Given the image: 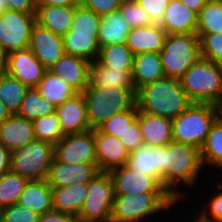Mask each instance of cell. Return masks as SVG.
<instances>
[{"instance_id":"cell-1","label":"cell","mask_w":222,"mask_h":222,"mask_svg":"<svg viewBox=\"0 0 222 222\" xmlns=\"http://www.w3.org/2000/svg\"><path fill=\"white\" fill-rule=\"evenodd\" d=\"M193 102L182 89L180 79L164 76L136 91V107L143 113L175 119Z\"/></svg>"},{"instance_id":"cell-2","label":"cell","mask_w":222,"mask_h":222,"mask_svg":"<svg viewBox=\"0 0 222 222\" xmlns=\"http://www.w3.org/2000/svg\"><path fill=\"white\" fill-rule=\"evenodd\" d=\"M203 170L200 149L177 142L164 146V189L175 199L185 196L178 190L182 182L187 187H196V181ZM176 188V189H175Z\"/></svg>"},{"instance_id":"cell-3","label":"cell","mask_w":222,"mask_h":222,"mask_svg":"<svg viewBox=\"0 0 222 222\" xmlns=\"http://www.w3.org/2000/svg\"><path fill=\"white\" fill-rule=\"evenodd\" d=\"M90 130H96L116 113L137 110L136 89L98 88L90 84L81 92Z\"/></svg>"},{"instance_id":"cell-4","label":"cell","mask_w":222,"mask_h":222,"mask_svg":"<svg viewBox=\"0 0 222 222\" xmlns=\"http://www.w3.org/2000/svg\"><path fill=\"white\" fill-rule=\"evenodd\" d=\"M222 115V108L209 103H192L172 120L173 141L201 149L212 128Z\"/></svg>"},{"instance_id":"cell-5","label":"cell","mask_w":222,"mask_h":222,"mask_svg":"<svg viewBox=\"0 0 222 222\" xmlns=\"http://www.w3.org/2000/svg\"><path fill=\"white\" fill-rule=\"evenodd\" d=\"M181 86L193 103H209L222 108V69L201 58L180 78Z\"/></svg>"},{"instance_id":"cell-6","label":"cell","mask_w":222,"mask_h":222,"mask_svg":"<svg viewBox=\"0 0 222 222\" xmlns=\"http://www.w3.org/2000/svg\"><path fill=\"white\" fill-rule=\"evenodd\" d=\"M175 200L169 193H141L115 195L111 211V222H143L154 215L174 206Z\"/></svg>"},{"instance_id":"cell-7","label":"cell","mask_w":222,"mask_h":222,"mask_svg":"<svg viewBox=\"0 0 222 222\" xmlns=\"http://www.w3.org/2000/svg\"><path fill=\"white\" fill-rule=\"evenodd\" d=\"M165 76L180 79L201 57L196 33L167 35L159 52Z\"/></svg>"},{"instance_id":"cell-8","label":"cell","mask_w":222,"mask_h":222,"mask_svg":"<svg viewBox=\"0 0 222 222\" xmlns=\"http://www.w3.org/2000/svg\"><path fill=\"white\" fill-rule=\"evenodd\" d=\"M54 159V145L34 139L29 144L11 152L10 171L28 181L46 180Z\"/></svg>"},{"instance_id":"cell-9","label":"cell","mask_w":222,"mask_h":222,"mask_svg":"<svg viewBox=\"0 0 222 222\" xmlns=\"http://www.w3.org/2000/svg\"><path fill=\"white\" fill-rule=\"evenodd\" d=\"M114 187L109 172L101 171L88 182V190L79 222H109L114 201Z\"/></svg>"},{"instance_id":"cell-10","label":"cell","mask_w":222,"mask_h":222,"mask_svg":"<svg viewBox=\"0 0 222 222\" xmlns=\"http://www.w3.org/2000/svg\"><path fill=\"white\" fill-rule=\"evenodd\" d=\"M36 13L5 10L0 16V47L8 54L29 47Z\"/></svg>"},{"instance_id":"cell-11","label":"cell","mask_w":222,"mask_h":222,"mask_svg":"<svg viewBox=\"0 0 222 222\" xmlns=\"http://www.w3.org/2000/svg\"><path fill=\"white\" fill-rule=\"evenodd\" d=\"M54 159L65 164L97 163L94 130L65 135L54 145Z\"/></svg>"},{"instance_id":"cell-12","label":"cell","mask_w":222,"mask_h":222,"mask_svg":"<svg viewBox=\"0 0 222 222\" xmlns=\"http://www.w3.org/2000/svg\"><path fill=\"white\" fill-rule=\"evenodd\" d=\"M109 174L115 195L168 193L153 176L135 171L127 165L112 169Z\"/></svg>"},{"instance_id":"cell-13","label":"cell","mask_w":222,"mask_h":222,"mask_svg":"<svg viewBox=\"0 0 222 222\" xmlns=\"http://www.w3.org/2000/svg\"><path fill=\"white\" fill-rule=\"evenodd\" d=\"M28 48L46 70L53 67L65 54L62 36L40 26L38 23L33 25Z\"/></svg>"},{"instance_id":"cell-14","label":"cell","mask_w":222,"mask_h":222,"mask_svg":"<svg viewBox=\"0 0 222 222\" xmlns=\"http://www.w3.org/2000/svg\"><path fill=\"white\" fill-rule=\"evenodd\" d=\"M100 172L97 163L65 164L53 159L46 180L51 188H61L89 182Z\"/></svg>"},{"instance_id":"cell-15","label":"cell","mask_w":222,"mask_h":222,"mask_svg":"<svg viewBox=\"0 0 222 222\" xmlns=\"http://www.w3.org/2000/svg\"><path fill=\"white\" fill-rule=\"evenodd\" d=\"M46 71L29 48L8 54V74L29 88H35Z\"/></svg>"},{"instance_id":"cell-16","label":"cell","mask_w":222,"mask_h":222,"mask_svg":"<svg viewBox=\"0 0 222 222\" xmlns=\"http://www.w3.org/2000/svg\"><path fill=\"white\" fill-rule=\"evenodd\" d=\"M97 166L100 171L109 172L112 169L127 164L129 151L120 138L94 130Z\"/></svg>"},{"instance_id":"cell-17","label":"cell","mask_w":222,"mask_h":222,"mask_svg":"<svg viewBox=\"0 0 222 222\" xmlns=\"http://www.w3.org/2000/svg\"><path fill=\"white\" fill-rule=\"evenodd\" d=\"M126 165L135 171L153 176L164 188V146L151 147L143 143L129 152Z\"/></svg>"},{"instance_id":"cell-18","label":"cell","mask_w":222,"mask_h":222,"mask_svg":"<svg viewBox=\"0 0 222 222\" xmlns=\"http://www.w3.org/2000/svg\"><path fill=\"white\" fill-rule=\"evenodd\" d=\"M55 112L64 135L84 133L90 130L86 103L82 93H77L57 106Z\"/></svg>"},{"instance_id":"cell-19","label":"cell","mask_w":222,"mask_h":222,"mask_svg":"<svg viewBox=\"0 0 222 222\" xmlns=\"http://www.w3.org/2000/svg\"><path fill=\"white\" fill-rule=\"evenodd\" d=\"M159 25L167 35L196 33L198 15L180 0H170Z\"/></svg>"},{"instance_id":"cell-20","label":"cell","mask_w":222,"mask_h":222,"mask_svg":"<svg viewBox=\"0 0 222 222\" xmlns=\"http://www.w3.org/2000/svg\"><path fill=\"white\" fill-rule=\"evenodd\" d=\"M90 64L84 58L64 54L49 71L81 93L89 85Z\"/></svg>"},{"instance_id":"cell-21","label":"cell","mask_w":222,"mask_h":222,"mask_svg":"<svg viewBox=\"0 0 222 222\" xmlns=\"http://www.w3.org/2000/svg\"><path fill=\"white\" fill-rule=\"evenodd\" d=\"M35 139L33 121L11 114L0 124V143L10 152L23 148Z\"/></svg>"},{"instance_id":"cell-22","label":"cell","mask_w":222,"mask_h":222,"mask_svg":"<svg viewBox=\"0 0 222 222\" xmlns=\"http://www.w3.org/2000/svg\"><path fill=\"white\" fill-rule=\"evenodd\" d=\"M167 33L159 24L131 28L126 45L134 55L146 52L159 53L164 48Z\"/></svg>"},{"instance_id":"cell-23","label":"cell","mask_w":222,"mask_h":222,"mask_svg":"<svg viewBox=\"0 0 222 222\" xmlns=\"http://www.w3.org/2000/svg\"><path fill=\"white\" fill-rule=\"evenodd\" d=\"M137 120L145 144L166 146L173 141L172 119L138 111Z\"/></svg>"},{"instance_id":"cell-24","label":"cell","mask_w":222,"mask_h":222,"mask_svg":"<svg viewBox=\"0 0 222 222\" xmlns=\"http://www.w3.org/2000/svg\"><path fill=\"white\" fill-rule=\"evenodd\" d=\"M75 9L59 5H37L36 23L63 36L71 30Z\"/></svg>"},{"instance_id":"cell-25","label":"cell","mask_w":222,"mask_h":222,"mask_svg":"<svg viewBox=\"0 0 222 222\" xmlns=\"http://www.w3.org/2000/svg\"><path fill=\"white\" fill-rule=\"evenodd\" d=\"M89 84L98 88L135 89L132 71H121L103 66L95 60L89 67Z\"/></svg>"},{"instance_id":"cell-26","label":"cell","mask_w":222,"mask_h":222,"mask_svg":"<svg viewBox=\"0 0 222 222\" xmlns=\"http://www.w3.org/2000/svg\"><path fill=\"white\" fill-rule=\"evenodd\" d=\"M165 76L159 53H140L134 55L132 79L136 91Z\"/></svg>"},{"instance_id":"cell-27","label":"cell","mask_w":222,"mask_h":222,"mask_svg":"<svg viewBox=\"0 0 222 222\" xmlns=\"http://www.w3.org/2000/svg\"><path fill=\"white\" fill-rule=\"evenodd\" d=\"M88 182L52 188L53 210L78 217L80 209L85 202Z\"/></svg>"},{"instance_id":"cell-28","label":"cell","mask_w":222,"mask_h":222,"mask_svg":"<svg viewBox=\"0 0 222 222\" xmlns=\"http://www.w3.org/2000/svg\"><path fill=\"white\" fill-rule=\"evenodd\" d=\"M17 203L42 215L53 210L52 188L47 180L28 181Z\"/></svg>"},{"instance_id":"cell-29","label":"cell","mask_w":222,"mask_h":222,"mask_svg":"<svg viewBox=\"0 0 222 222\" xmlns=\"http://www.w3.org/2000/svg\"><path fill=\"white\" fill-rule=\"evenodd\" d=\"M130 29L131 27L124 21L120 10L101 16L97 38L99 46L126 43Z\"/></svg>"},{"instance_id":"cell-30","label":"cell","mask_w":222,"mask_h":222,"mask_svg":"<svg viewBox=\"0 0 222 222\" xmlns=\"http://www.w3.org/2000/svg\"><path fill=\"white\" fill-rule=\"evenodd\" d=\"M40 95L55 107L75 96L78 92L66 83L63 78L47 70L39 84L35 87Z\"/></svg>"},{"instance_id":"cell-31","label":"cell","mask_w":222,"mask_h":222,"mask_svg":"<svg viewBox=\"0 0 222 222\" xmlns=\"http://www.w3.org/2000/svg\"><path fill=\"white\" fill-rule=\"evenodd\" d=\"M97 38L98 35L74 34V31H69L62 36L65 54L81 57L92 63L97 60L100 51Z\"/></svg>"},{"instance_id":"cell-32","label":"cell","mask_w":222,"mask_h":222,"mask_svg":"<svg viewBox=\"0 0 222 222\" xmlns=\"http://www.w3.org/2000/svg\"><path fill=\"white\" fill-rule=\"evenodd\" d=\"M97 60L106 67L121 71H132L134 54L124 44H111L100 47Z\"/></svg>"},{"instance_id":"cell-33","label":"cell","mask_w":222,"mask_h":222,"mask_svg":"<svg viewBox=\"0 0 222 222\" xmlns=\"http://www.w3.org/2000/svg\"><path fill=\"white\" fill-rule=\"evenodd\" d=\"M203 167H218L222 169V115L212 125L205 143L200 149Z\"/></svg>"},{"instance_id":"cell-34","label":"cell","mask_w":222,"mask_h":222,"mask_svg":"<svg viewBox=\"0 0 222 222\" xmlns=\"http://www.w3.org/2000/svg\"><path fill=\"white\" fill-rule=\"evenodd\" d=\"M29 87L8 73L0 78V102L11 114H17Z\"/></svg>"},{"instance_id":"cell-35","label":"cell","mask_w":222,"mask_h":222,"mask_svg":"<svg viewBox=\"0 0 222 222\" xmlns=\"http://www.w3.org/2000/svg\"><path fill=\"white\" fill-rule=\"evenodd\" d=\"M56 107L48 100L44 99L36 88H29L17 115L30 121H34L42 116L54 113Z\"/></svg>"},{"instance_id":"cell-36","label":"cell","mask_w":222,"mask_h":222,"mask_svg":"<svg viewBox=\"0 0 222 222\" xmlns=\"http://www.w3.org/2000/svg\"><path fill=\"white\" fill-rule=\"evenodd\" d=\"M222 33V2L208 1L198 15L196 34Z\"/></svg>"},{"instance_id":"cell-37","label":"cell","mask_w":222,"mask_h":222,"mask_svg":"<svg viewBox=\"0 0 222 222\" xmlns=\"http://www.w3.org/2000/svg\"><path fill=\"white\" fill-rule=\"evenodd\" d=\"M27 183L28 180L17 173L3 174L0 177V209L16 204Z\"/></svg>"},{"instance_id":"cell-38","label":"cell","mask_w":222,"mask_h":222,"mask_svg":"<svg viewBox=\"0 0 222 222\" xmlns=\"http://www.w3.org/2000/svg\"><path fill=\"white\" fill-rule=\"evenodd\" d=\"M35 139L56 145L65 135L56 112L33 121Z\"/></svg>"},{"instance_id":"cell-39","label":"cell","mask_w":222,"mask_h":222,"mask_svg":"<svg viewBox=\"0 0 222 222\" xmlns=\"http://www.w3.org/2000/svg\"><path fill=\"white\" fill-rule=\"evenodd\" d=\"M101 16L79 5L74 10V17L70 31L74 34L98 35Z\"/></svg>"},{"instance_id":"cell-40","label":"cell","mask_w":222,"mask_h":222,"mask_svg":"<svg viewBox=\"0 0 222 222\" xmlns=\"http://www.w3.org/2000/svg\"><path fill=\"white\" fill-rule=\"evenodd\" d=\"M138 110H126L109 117L98 129L116 138H120L129 129L131 124L137 119Z\"/></svg>"},{"instance_id":"cell-41","label":"cell","mask_w":222,"mask_h":222,"mask_svg":"<svg viewBox=\"0 0 222 222\" xmlns=\"http://www.w3.org/2000/svg\"><path fill=\"white\" fill-rule=\"evenodd\" d=\"M124 21L131 28L147 27L153 25L148 13L140 6L137 0H123L119 8Z\"/></svg>"},{"instance_id":"cell-42","label":"cell","mask_w":222,"mask_h":222,"mask_svg":"<svg viewBox=\"0 0 222 222\" xmlns=\"http://www.w3.org/2000/svg\"><path fill=\"white\" fill-rule=\"evenodd\" d=\"M199 41L201 57L215 62L222 69V33L202 34Z\"/></svg>"},{"instance_id":"cell-43","label":"cell","mask_w":222,"mask_h":222,"mask_svg":"<svg viewBox=\"0 0 222 222\" xmlns=\"http://www.w3.org/2000/svg\"><path fill=\"white\" fill-rule=\"evenodd\" d=\"M40 215L16 203L0 209V222H38Z\"/></svg>"},{"instance_id":"cell-44","label":"cell","mask_w":222,"mask_h":222,"mask_svg":"<svg viewBox=\"0 0 222 222\" xmlns=\"http://www.w3.org/2000/svg\"><path fill=\"white\" fill-rule=\"evenodd\" d=\"M123 0H80V5L103 16L110 12L118 11Z\"/></svg>"},{"instance_id":"cell-45","label":"cell","mask_w":222,"mask_h":222,"mask_svg":"<svg viewBox=\"0 0 222 222\" xmlns=\"http://www.w3.org/2000/svg\"><path fill=\"white\" fill-rule=\"evenodd\" d=\"M170 0H137L154 24H160Z\"/></svg>"},{"instance_id":"cell-46","label":"cell","mask_w":222,"mask_h":222,"mask_svg":"<svg viewBox=\"0 0 222 222\" xmlns=\"http://www.w3.org/2000/svg\"><path fill=\"white\" fill-rule=\"evenodd\" d=\"M120 140L129 152L136 150L144 143L137 119L131 124L125 134L120 137Z\"/></svg>"},{"instance_id":"cell-47","label":"cell","mask_w":222,"mask_h":222,"mask_svg":"<svg viewBox=\"0 0 222 222\" xmlns=\"http://www.w3.org/2000/svg\"><path fill=\"white\" fill-rule=\"evenodd\" d=\"M220 183L221 182L218 183L219 185L217 184V186L219 187L218 193L212 196L209 205L207 204V207L201 208V213L205 217L212 218L218 222H222V184Z\"/></svg>"},{"instance_id":"cell-48","label":"cell","mask_w":222,"mask_h":222,"mask_svg":"<svg viewBox=\"0 0 222 222\" xmlns=\"http://www.w3.org/2000/svg\"><path fill=\"white\" fill-rule=\"evenodd\" d=\"M38 222H79V220L74 215L51 210L40 215Z\"/></svg>"},{"instance_id":"cell-49","label":"cell","mask_w":222,"mask_h":222,"mask_svg":"<svg viewBox=\"0 0 222 222\" xmlns=\"http://www.w3.org/2000/svg\"><path fill=\"white\" fill-rule=\"evenodd\" d=\"M8 9L24 13H36L37 0H7Z\"/></svg>"},{"instance_id":"cell-50","label":"cell","mask_w":222,"mask_h":222,"mask_svg":"<svg viewBox=\"0 0 222 222\" xmlns=\"http://www.w3.org/2000/svg\"><path fill=\"white\" fill-rule=\"evenodd\" d=\"M11 152L0 143V177L10 171Z\"/></svg>"},{"instance_id":"cell-51","label":"cell","mask_w":222,"mask_h":222,"mask_svg":"<svg viewBox=\"0 0 222 222\" xmlns=\"http://www.w3.org/2000/svg\"><path fill=\"white\" fill-rule=\"evenodd\" d=\"M37 5H59L65 7H77L80 0H37Z\"/></svg>"},{"instance_id":"cell-52","label":"cell","mask_w":222,"mask_h":222,"mask_svg":"<svg viewBox=\"0 0 222 222\" xmlns=\"http://www.w3.org/2000/svg\"><path fill=\"white\" fill-rule=\"evenodd\" d=\"M184 5L199 15L201 9L205 6L208 0H180Z\"/></svg>"},{"instance_id":"cell-53","label":"cell","mask_w":222,"mask_h":222,"mask_svg":"<svg viewBox=\"0 0 222 222\" xmlns=\"http://www.w3.org/2000/svg\"><path fill=\"white\" fill-rule=\"evenodd\" d=\"M8 73V53L0 47V78Z\"/></svg>"},{"instance_id":"cell-54","label":"cell","mask_w":222,"mask_h":222,"mask_svg":"<svg viewBox=\"0 0 222 222\" xmlns=\"http://www.w3.org/2000/svg\"><path fill=\"white\" fill-rule=\"evenodd\" d=\"M11 116V113L7 108L0 102V124Z\"/></svg>"},{"instance_id":"cell-55","label":"cell","mask_w":222,"mask_h":222,"mask_svg":"<svg viewBox=\"0 0 222 222\" xmlns=\"http://www.w3.org/2000/svg\"><path fill=\"white\" fill-rule=\"evenodd\" d=\"M197 218L194 219V221L192 220L191 222H218L212 218H208L205 217L202 213H200V215L197 214Z\"/></svg>"},{"instance_id":"cell-56","label":"cell","mask_w":222,"mask_h":222,"mask_svg":"<svg viewBox=\"0 0 222 222\" xmlns=\"http://www.w3.org/2000/svg\"><path fill=\"white\" fill-rule=\"evenodd\" d=\"M8 9V2L7 0H0V16L5 10Z\"/></svg>"},{"instance_id":"cell-57","label":"cell","mask_w":222,"mask_h":222,"mask_svg":"<svg viewBox=\"0 0 222 222\" xmlns=\"http://www.w3.org/2000/svg\"><path fill=\"white\" fill-rule=\"evenodd\" d=\"M208 1L222 2V0H208Z\"/></svg>"}]
</instances>
